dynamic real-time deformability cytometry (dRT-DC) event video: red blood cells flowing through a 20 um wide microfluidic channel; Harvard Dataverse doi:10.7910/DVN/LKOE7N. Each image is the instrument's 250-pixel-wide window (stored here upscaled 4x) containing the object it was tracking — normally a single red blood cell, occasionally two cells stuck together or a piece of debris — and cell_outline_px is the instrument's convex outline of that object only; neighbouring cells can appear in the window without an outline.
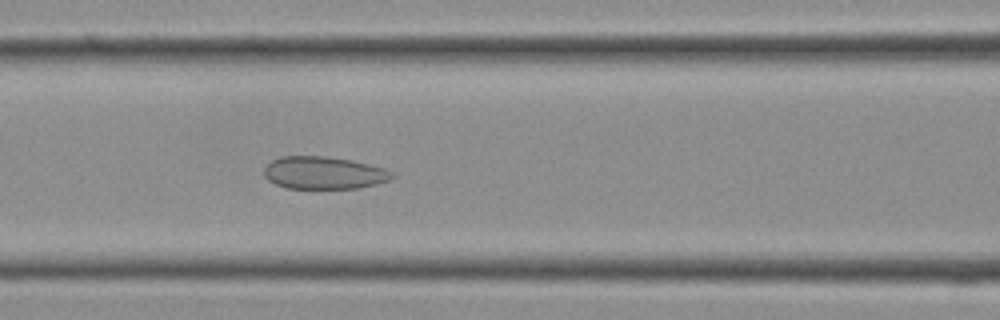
{"species": "Egyptian fruit bat (a non-hibernating species)", "species_latin": "Rousettus aegyptiacus", "temperature_condition": "cold", "stored_images_in_passage": 11, "camera_frame_rate_fps": 3000, "um_per_image_px": 0.085, "frame": {"image": 1, "passage_image": 11, "time_ms": 3.333, "image_size_px": [1000, 320], "cell_outline_px": [[396, 176], [388, 180], [376, 184], [356, 188], [288, 188], [276, 184], [268, 180], [264, 176], [264, 168], [272, 160], [280, 156], [328, 156], [352, 160], [384, 168], [392, 172]], "centroid_in_image_um": [27.52, 14.68], "position_along_channel_um": 139.1, "area_um2": 24.22}}